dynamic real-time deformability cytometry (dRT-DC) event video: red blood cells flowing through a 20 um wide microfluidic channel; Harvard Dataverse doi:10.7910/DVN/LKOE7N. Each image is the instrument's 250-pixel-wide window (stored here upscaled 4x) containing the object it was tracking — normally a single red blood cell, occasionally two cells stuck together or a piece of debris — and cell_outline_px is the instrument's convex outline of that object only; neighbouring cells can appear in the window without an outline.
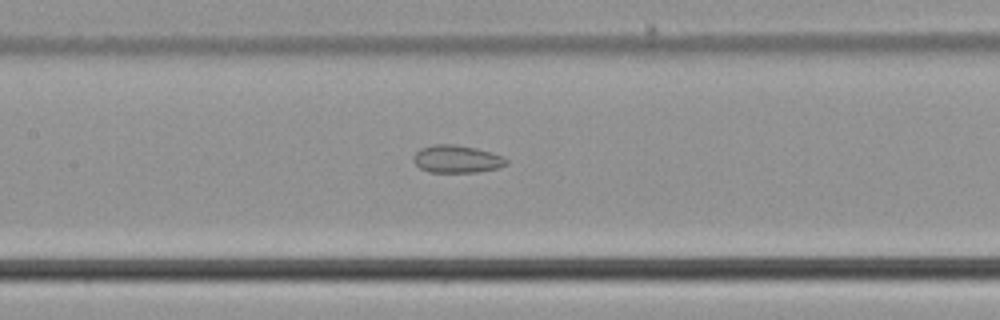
{"species": "common noctule bat (a hibernating species)", "species_latin": "Nyctalus noctula", "temperature_condition": "cold", "stored_images_in_passage": 52, "segment_of_instrument_passage": [2, 2], "camera_frame_rate_fps": 3000, "um_per_image_px": 0.085, "animal": {"sex": "male", "body_mass_g": 21.5, "forearm_length_mm": 52.0}, "frame": {"image": 1, "passage_image": 27, "time_ms": 8.667, "image_size_px": [1000, 320], "cell_outline_px": [[508, 164], [496, 168], [476, 172], [428, 172], [420, 168], [416, 164], [416, 152], [420, 148], [432, 144], [452, 144], [476, 148], [492, 152], [504, 156], [508, 160]], "centroid_in_image_um": [38.87, 13.51], "position_along_channel_um": 168.5, "area_um2": 14.85}}
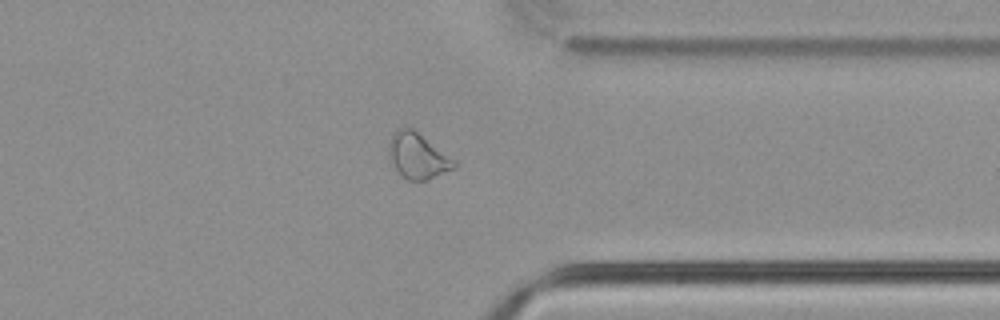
{"frame": {"image": 2, "passage_image": 44, "time_ms": 14.333, "image_size_px": [1000, 320], "cell_outline_px": [[456, 164], [452, 168], [428, 180], [408, 180], [396, 168], [392, 160], [388, 148], [388, 144], [396, 128], [412, 128], [456, 160]], "centroid_in_image_um": [35.51, 13.23], "position_along_channel_um": 375.9, "area_um2": 16.82}}
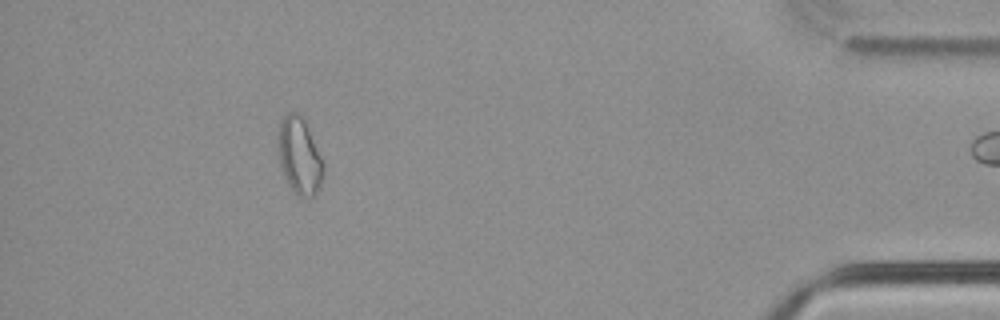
{"frame": {"image": 3, "passage_image": 51, "time_ms": 16.667, "image_size_px": [1000, 320], "cell_outline_px": [[324, 176], [320, 188], [312, 196], [296, 196], [288, 184], [280, 164], [276, 136], [280, 120], [288, 112], [300, 112], [304, 120], [324, 164]], "centroid_in_image_um": [25.43, 13.24], "position_along_channel_um": 409.8, "area_um2": 20.4}}